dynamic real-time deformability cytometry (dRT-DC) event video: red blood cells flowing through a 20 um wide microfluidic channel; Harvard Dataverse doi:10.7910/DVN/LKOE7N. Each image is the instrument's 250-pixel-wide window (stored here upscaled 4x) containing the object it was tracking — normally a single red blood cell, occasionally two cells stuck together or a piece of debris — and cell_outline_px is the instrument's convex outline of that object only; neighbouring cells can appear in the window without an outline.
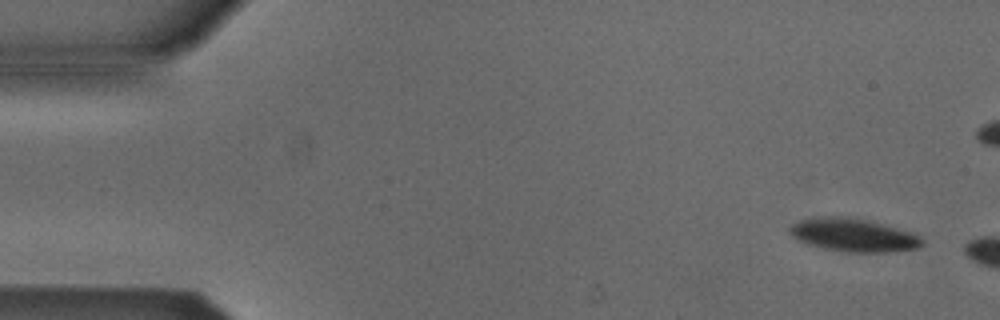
{"species": "Egyptian fruit bat (a non-hibernating species)", "species_latin": "Rousettus aegyptiacus", "temperature_condition": "cold", "stored_images_in_passage": 5, "camera_frame_rate_fps": 3000, "um_per_image_px": 0.085, "animal": {"sex": "male"}, "frame": {"image": 1, "passage_image": 1, "time_ms": 0.0, "image_size_px": [1000, 320], "cell_outline_px": [[924, 244], [920, 248], [888, 252], [844, 252], [804, 244], [796, 240], [788, 232], [788, 228], [792, 224], [800, 220], [828, 216], [840, 216], [864, 220], [912, 232], [920, 236], [924, 240]], "centroid_in_image_um": [72.52, 20.0], "position_along_channel_um": 12.5, "area_um2": 25.55}}